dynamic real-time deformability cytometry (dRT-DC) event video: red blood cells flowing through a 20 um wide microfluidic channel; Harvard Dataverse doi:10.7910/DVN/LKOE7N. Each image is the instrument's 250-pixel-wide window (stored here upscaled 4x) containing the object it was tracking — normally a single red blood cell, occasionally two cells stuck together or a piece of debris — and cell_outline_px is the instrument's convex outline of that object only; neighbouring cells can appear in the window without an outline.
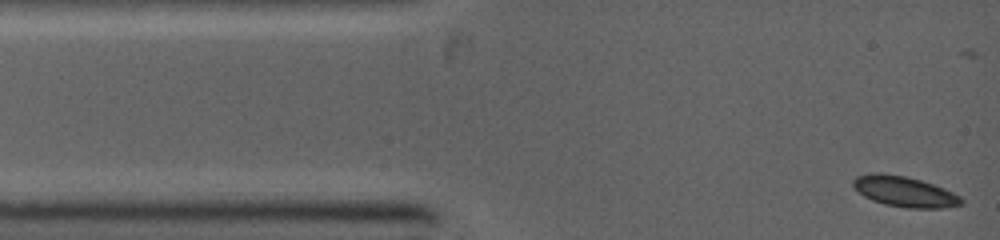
{"species": "common noctule bat (a hibernating species)", "species_latin": "Nyctalus noctula", "temperature_condition": "warm", "stored_images_in_passage": 9, "camera_frame_rate_fps": 5000, "um_per_image_px": 0.085, "animal": {"sex": "female", "body_mass_g": 19.0, "forearm_length_mm": 53.3}, "frame": {"image": 1, "passage_image": 1, "time_ms": 0.0, "image_size_px": [1000, 240], "cell_outline_px": [[964, 204], [944, 208], [908, 208], [884, 204], [872, 200], [864, 196], [852, 184], [852, 180], [856, 176], [872, 172], [880, 172], [904, 176], [920, 180], [944, 188], [960, 196], [964, 200]], "centroid_in_image_um": [76.89, 16.28], "position_along_channel_um": 8.1, "area_um2": 19.25}}
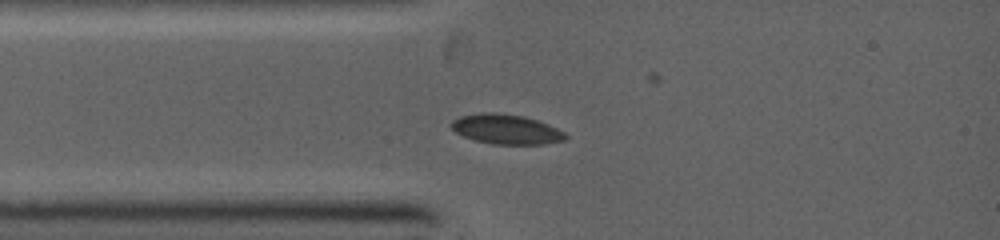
{"frame": {"image": 2, "passage_image": 8, "time_ms": 2.0, "image_size_px": [1000, 240], "cell_outline_px": [[568, 136], [564, 140], [544, 144], [492, 144], [476, 140], [464, 136], [456, 132], [452, 128], [452, 120], [460, 116], [480, 112], [496, 112], [524, 116], [548, 124], [564, 132]], "centroid_in_image_um": [43.03, 10.97], "position_along_channel_um": 42.0, "area_um2": 19.71}}